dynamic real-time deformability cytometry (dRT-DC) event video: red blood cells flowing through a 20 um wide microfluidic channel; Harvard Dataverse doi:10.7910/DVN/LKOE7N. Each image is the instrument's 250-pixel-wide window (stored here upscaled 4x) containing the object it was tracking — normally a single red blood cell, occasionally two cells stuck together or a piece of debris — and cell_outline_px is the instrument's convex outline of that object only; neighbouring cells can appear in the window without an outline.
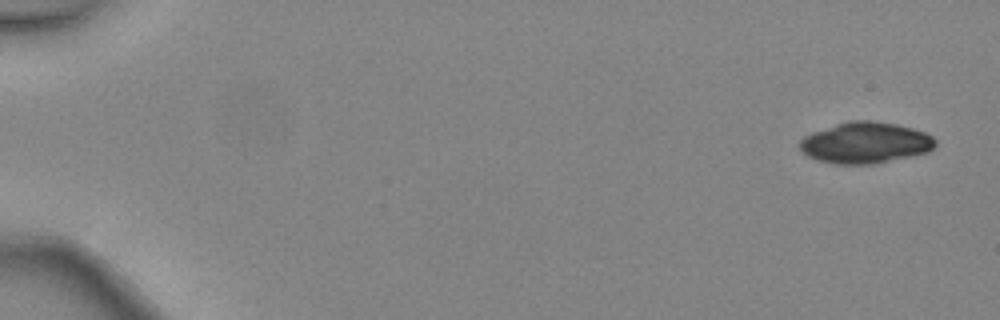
{"species": "common noctule bat (a hibernating species)", "species_latin": "Nyctalus noctula", "temperature_condition": "warm", "stored_images_in_passage": 6, "camera_frame_rate_fps": 3000, "um_per_image_px": 0.085, "animal": {"sex": "female", "body_mass_g": 24.6, "forearm_length_mm": 56.2}, "frame": {"image": 1, "passage_image": 1, "time_ms": 0.0, "image_size_px": [1000, 320], "cell_outline_px": [[936, 144], [928, 152], [876, 164], [836, 164], [816, 160], [800, 152], [800, 140], [804, 136], [812, 132], [848, 120], [872, 120], [896, 124], [912, 128], [924, 132], [932, 136], [936, 140]], "centroid_in_image_um": [73.54, 12.14], "position_along_channel_um": 11.5, "area_um2": 32.71}}